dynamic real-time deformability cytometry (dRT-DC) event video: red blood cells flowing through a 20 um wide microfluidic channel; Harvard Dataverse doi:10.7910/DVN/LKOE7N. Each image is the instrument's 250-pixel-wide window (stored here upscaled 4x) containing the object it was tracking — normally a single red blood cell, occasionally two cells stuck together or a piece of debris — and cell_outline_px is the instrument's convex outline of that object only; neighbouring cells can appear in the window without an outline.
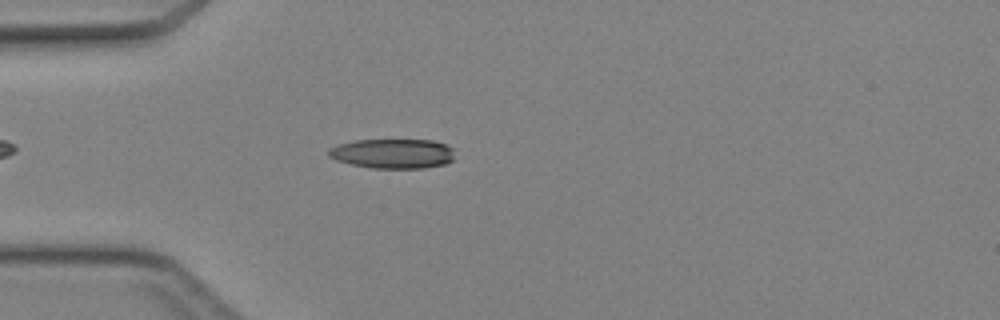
{"species": "Egyptian fruit bat (a non-hibernating species)", "species_latin": "Rousettus aegyptiacus", "temperature_condition": "cold", "stored_images_in_passage": 38, "camera_frame_rate_fps": 3000, "um_per_image_px": 0.085, "animal": {"sex": "female"}, "frame": {"image": 1, "passage_image": 6, "time_ms": 1.667, "image_size_px": [1000, 320], "cell_outline_px": [[452, 160], [444, 164], [424, 168], [372, 168], [352, 164], [336, 160], [328, 156], [328, 148], [340, 144], [356, 140], [432, 140], [444, 144], [452, 148]], "centroid_in_image_um": [33.36, 13.05], "position_along_channel_um": 51.6, "area_um2": 21.62}}
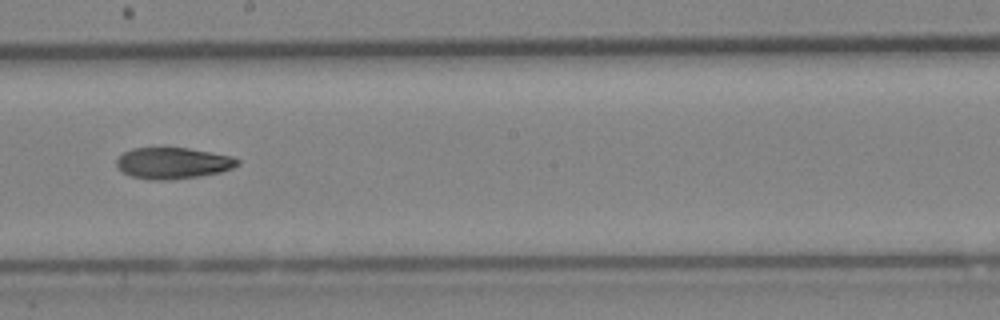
{"frame": {"image": 2, "passage_image": 19, "time_ms": 6.0, "image_size_px": [1000, 320], "cell_outline_px": [[240, 164], [232, 168], [220, 172], [196, 176], [168, 180], [152, 180], [132, 176], [120, 172], [116, 168], [116, 160], [124, 152], [132, 148], [188, 148], [232, 156], [240, 160]], "centroid_in_image_um": [14.67, 13.86], "position_along_channel_um": 233.5, "area_um2": 22.02}}
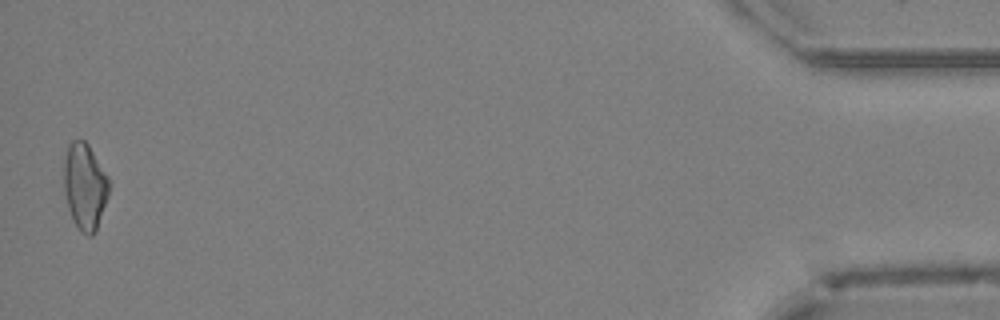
{"frame": {"image": 3, "passage_image": 38, "time_ms": 12.333, "image_size_px": [1000, 320], "cell_outline_px": [[108, 196], [96, 232], [92, 236], [88, 236], [80, 232], [72, 220], [68, 208], [64, 192], [64, 160], [68, 144], [72, 140], [84, 140], [88, 144], [108, 176]], "centroid_in_image_um": [7.2, 15.87], "position_along_channel_um": 428.0, "area_um2": 22.83}}